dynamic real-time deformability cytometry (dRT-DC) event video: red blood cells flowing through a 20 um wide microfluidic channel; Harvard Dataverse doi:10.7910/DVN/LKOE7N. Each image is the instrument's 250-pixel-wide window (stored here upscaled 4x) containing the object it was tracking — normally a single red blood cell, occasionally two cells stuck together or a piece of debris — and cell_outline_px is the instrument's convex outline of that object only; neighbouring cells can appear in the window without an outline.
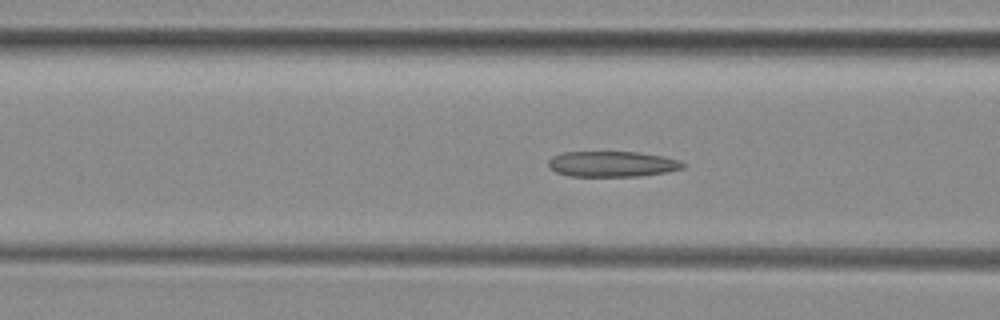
{"species": "common noctule bat (a hibernating species)", "species_latin": "Nyctalus noctula", "temperature_condition": "room temperature", "stored_images_in_passage": 48, "camera_frame_rate_fps": 3000, "um_per_image_px": 0.085, "animal": {"sex": "female", "body_mass_g": 29.2, "forearm_length_mm": 56.3}, "frame": {"image": 1, "passage_image": 15, "time_ms": 4.667, "image_size_px": [1000, 320], "cell_outline_px": [[688, 164], [684, 168], [668, 172], [640, 176], [568, 176], [556, 172], [548, 168], [548, 160], [552, 156], [564, 152], [640, 152], [664, 156], [680, 160]], "centroid_in_image_um": [52.07, 13.94], "position_along_channel_um": 114.5, "area_um2": 20.4}}
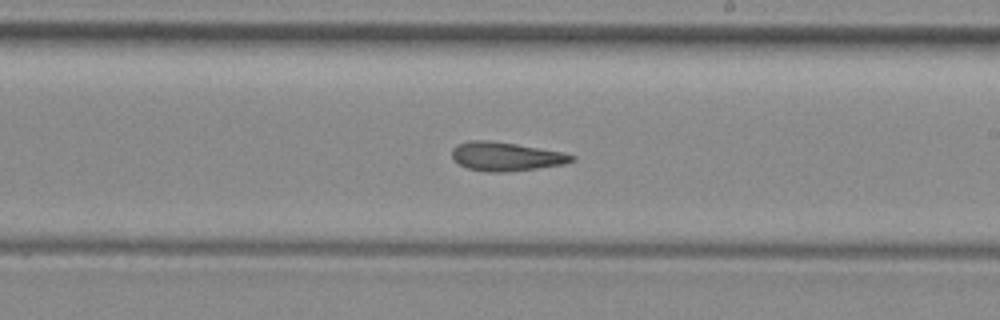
{"frame": {"image": 2, "passage_image": 25, "time_ms": 8.0, "image_size_px": [1000, 320], "cell_outline_px": [[576, 160], [564, 164], [508, 172], [488, 172], [468, 168], [460, 164], [452, 156], [452, 148], [456, 144], [472, 140], [484, 140], [516, 144], [564, 152], [576, 156]], "centroid_in_image_um": [43.03, 13.3], "position_along_channel_um": 246.0, "area_um2": 20.0}}
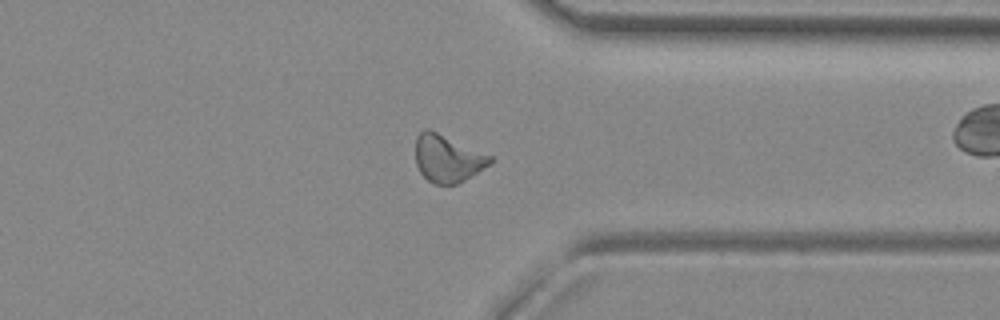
{"frame": {"image": 3, "passage_image": 35, "time_ms": 11.333, "image_size_px": [1000, 320], "cell_outline_px": [[492, 160], [488, 164], [464, 180], [456, 184], [432, 184], [420, 172], [416, 164], [416, 136], [424, 128], [428, 128], [492, 156]], "centroid_in_image_um": [37.99, 13.46], "position_along_channel_um": 373.4, "area_um2": 20.23}, "authors_computed_cell_mechanics": {"area_um2": 20.4612, "velocity_mm_per_s": 3.9484, "shape_relaxation_time_tau1_ms": null, "shape_relaxation_time_tau2_ms": 6.6648, "deformation_change_tau1": null, "deformation_change_tau2": 0.166}}